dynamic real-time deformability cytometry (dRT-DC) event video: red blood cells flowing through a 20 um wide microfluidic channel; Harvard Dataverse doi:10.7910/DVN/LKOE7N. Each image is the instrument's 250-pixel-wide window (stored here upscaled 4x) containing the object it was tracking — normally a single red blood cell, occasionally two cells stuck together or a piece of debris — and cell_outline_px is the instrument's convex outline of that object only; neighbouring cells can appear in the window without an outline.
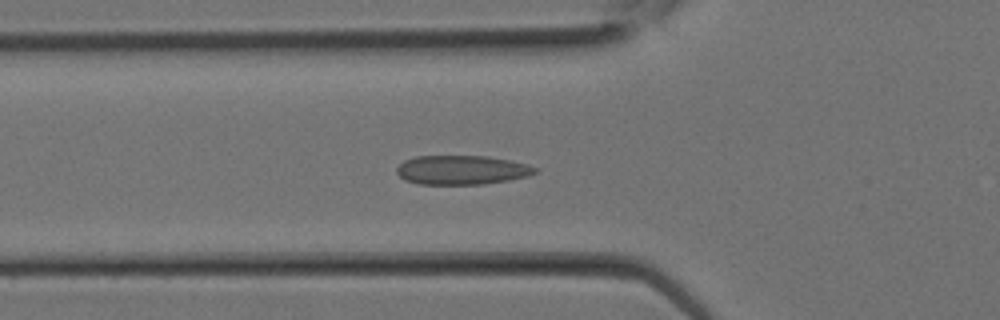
{"species": "Egyptian fruit bat (a non-hibernating species)", "species_latin": "Rousettus aegyptiacus", "temperature_condition": "room temperature", "stored_images_in_passage": 14, "camera_frame_rate_fps": 3000, "um_per_image_px": 0.085, "animal": {"sex": "female"}, "frame": {"image": 1, "passage_image": 5, "time_ms": 1.333, "image_size_px": [1000, 320], "cell_outline_px": [[540, 168], [536, 172], [528, 176], [508, 180], [484, 184], [420, 184], [404, 180], [396, 172], [396, 168], [404, 160], [416, 156], [484, 156], [508, 160]], "centroid_in_image_um": [39.22, 14.45], "position_along_channel_um": 86.6, "area_um2": 23.41}}
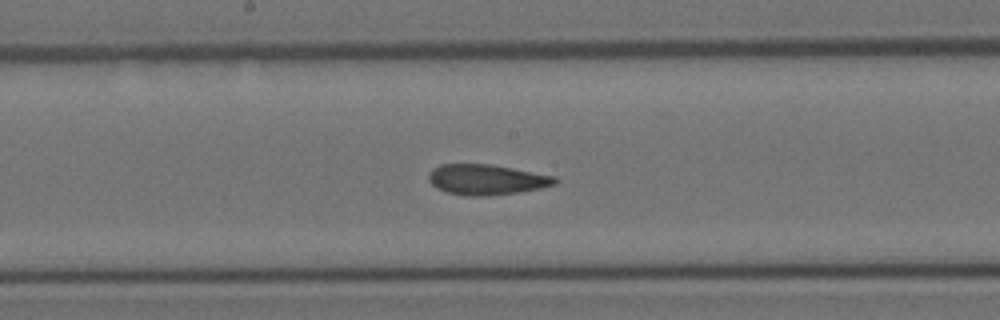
{"frame": {"image": 2, "passage_image": 10, "time_ms": 3.0, "image_size_px": [1000, 320], "cell_outline_px": [[560, 180], [556, 184], [540, 188], [516, 192], [484, 196], [464, 196], [448, 192], [436, 188], [428, 180], [428, 176], [432, 168], [440, 164], [492, 164], [556, 176]], "centroid_in_image_um": [41.36, 15.25], "position_along_channel_um": 206.8, "area_um2": 22.48}}
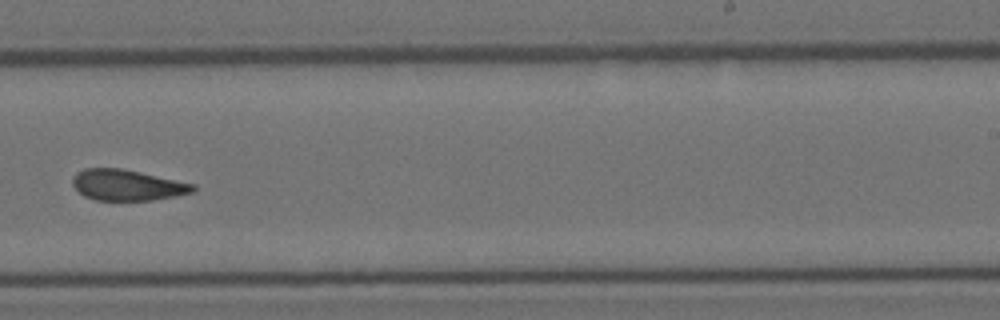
{"frame": {"image": 3, "passage_image": 13, "time_ms": 4.0, "image_size_px": [1000, 320], "cell_outline_px": [[196, 188], [192, 192], [152, 200], [96, 200], [84, 196], [72, 184], [72, 176], [76, 172], [84, 168], [120, 168], [140, 172], [196, 184]], "centroid_in_image_um": [10.78, 15.72], "position_along_channel_um": 278.2, "area_um2": 21.56}}